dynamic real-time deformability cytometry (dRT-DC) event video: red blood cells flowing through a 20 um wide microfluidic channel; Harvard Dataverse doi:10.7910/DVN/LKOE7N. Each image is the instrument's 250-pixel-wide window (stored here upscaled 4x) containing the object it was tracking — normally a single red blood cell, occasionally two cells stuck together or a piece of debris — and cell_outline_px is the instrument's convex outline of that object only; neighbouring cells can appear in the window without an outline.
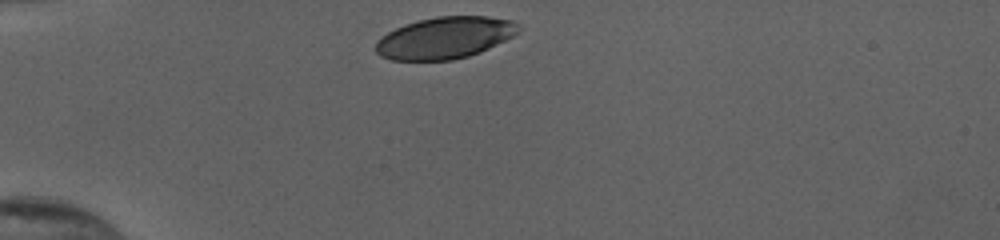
{"species": "human", "species_latin": "Homo sapiens", "temperature_condition": "cold", "stored_images_in_passage": 30, "camera_frame_rate_fps": 3000, "um_per_image_px": 0.085, "donor": {"sex": "female"}, "frame": {"image": 1, "passage_image": 1, "time_ms": 0.0, "image_size_px": [1000, 240], "cell_outline_px": [[520, 28], [512, 36], [480, 52], [468, 56], [452, 60], [392, 60], [380, 56], [376, 52], [376, 40], [388, 32], [396, 28], [420, 20], [436, 16], [488, 16], [512, 20]], "centroid_in_image_um": [37.79, 3.21], "position_along_channel_um": 47.2, "area_um2": 34.39}}
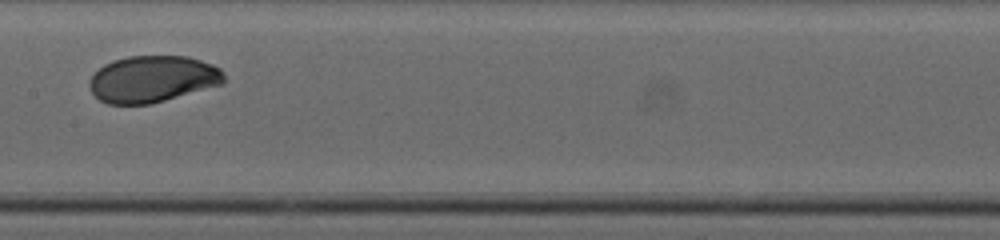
{"frame": {"image": 2, "passage_image": 15, "time_ms": 4.667, "image_size_px": [1000, 240], "cell_outline_px": [[224, 84], [164, 100], [148, 104], [108, 104], [100, 100], [92, 92], [88, 84], [88, 80], [104, 64], [112, 60], [128, 56], [188, 56], [212, 64], [220, 68], [224, 72]], "centroid_in_image_um": [12.97, 6.71], "position_along_channel_um": 194.4, "area_um2": 36.59}}
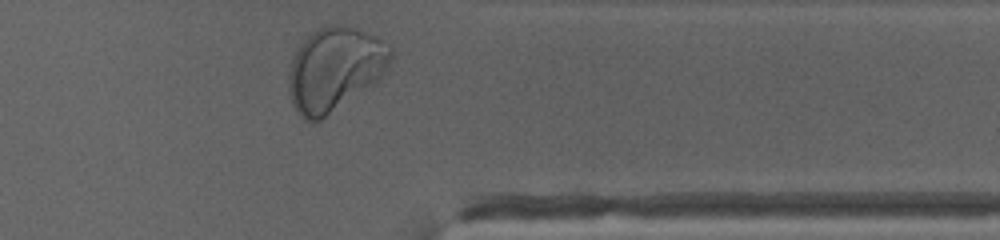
{"frame": {"image": 3, "passage_image": 30, "time_ms": 9.667, "image_size_px": [1000, 240], "cell_outline_px": [[392, 56], [380, 80], [320, 120], [312, 124], [304, 120], [300, 116], [292, 104], [288, 92], [288, 72], [292, 52], [316, 28], [324, 24], [344, 24], [356, 28], [376, 36], [392, 48]], "centroid_in_image_um": [28.41, 5.86], "position_along_channel_um": 383.0, "area_um2": 50.52}, "authors_computed_cell_mechanics": {"area_um2": 36.7319, "velocity_mm_per_s": 3.8445, "shape_relaxation_time_tau1_ms": 2.3455, "shape_relaxation_time_tau2_ms": null, "deformation_change_tau1": 0.1207, "deformation_change_tau2": null}}